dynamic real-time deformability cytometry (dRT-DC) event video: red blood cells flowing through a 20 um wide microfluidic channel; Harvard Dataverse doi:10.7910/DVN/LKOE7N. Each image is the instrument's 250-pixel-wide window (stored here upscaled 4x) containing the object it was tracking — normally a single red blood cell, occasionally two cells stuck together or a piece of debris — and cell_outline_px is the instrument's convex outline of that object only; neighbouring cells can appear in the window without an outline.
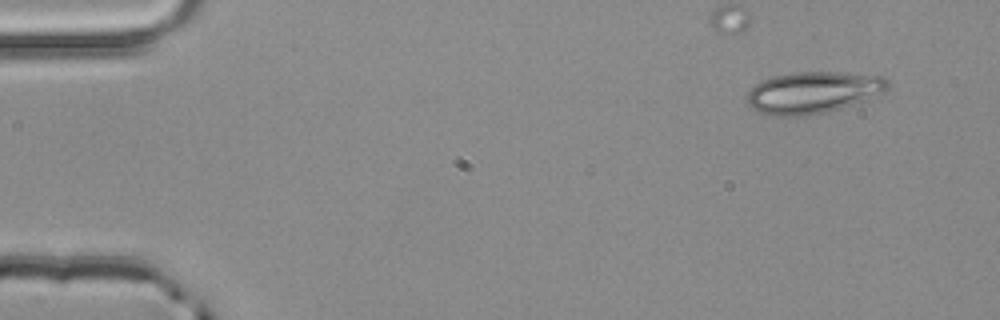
{"species": "common noctule bat (a hibernating species)", "species_latin": "Nyctalus noctula", "temperature_condition": "room temperature", "stored_images_in_passage": 4, "camera_frame_rate_fps": 3000, "um_per_image_px": 0.085, "animal": {"sex": "male", "body_mass_g": 20.4}, "frame": {"image": 1, "passage_image": 1, "time_ms": 0.0, "image_size_px": [1000, 320], "cell_outline_px": [[888, 88], [884, 92], [868, 100], [840, 108], [824, 112], [804, 116], [772, 116], [748, 108], [744, 96], [760, 80], [772, 76], [792, 72], [840, 72], [880, 76], [888, 80]], "centroid_in_image_um": [69.05, 7.86], "position_along_channel_um": 15.9, "area_um2": 34.62}}
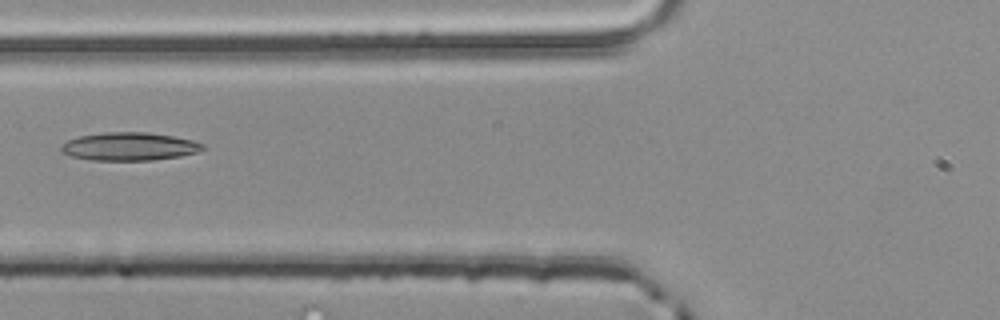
{"frame": {"image": 2, "passage_image": 4, "time_ms": 1.0, "image_size_px": [1000, 320], "cell_outline_px": [[204, 148], [196, 152], [180, 156], [152, 160], [92, 160], [72, 156], [64, 152], [60, 148], [60, 144], [68, 140], [80, 136], [104, 132], [148, 132], [172, 136], [192, 140], [204, 144]], "centroid_in_image_um": [10.98, 12.44], "position_along_channel_um": 114.8, "area_um2": 23.0}}